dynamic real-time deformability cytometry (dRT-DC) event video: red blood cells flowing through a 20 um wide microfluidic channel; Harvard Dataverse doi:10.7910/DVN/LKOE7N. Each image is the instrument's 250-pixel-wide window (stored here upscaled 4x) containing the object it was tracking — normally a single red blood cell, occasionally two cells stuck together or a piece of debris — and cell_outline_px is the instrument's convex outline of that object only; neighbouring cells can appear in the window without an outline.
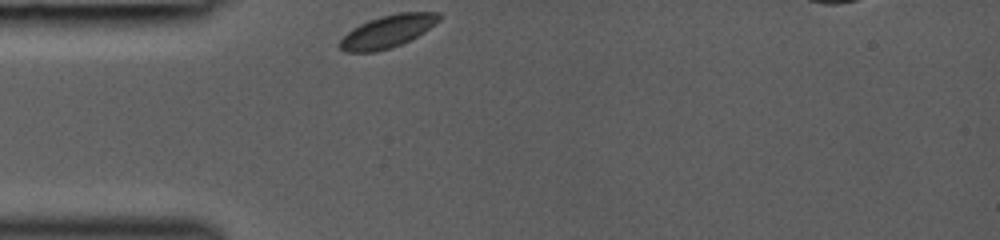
{"species": "common noctule bat (a hibernating species)", "species_latin": "Nyctalus noctula", "temperature_condition": "room temperature", "stored_images_in_passage": 27, "camera_frame_rate_fps": 3000, "um_per_image_px": 0.085, "animal": {"sex": "female", "body_mass_g": 19.0, "forearm_length_mm": 53.3}, "frame": {"image": 1, "passage_image": 1, "time_ms": 0.0, "image_size_px": [1000, 240], "cell_outline_px": [[440, 20], [424, 32], [400, 44], [376, 52], [344, 52], [340, 48], [340, 40], [352, 28], [360, 24], [380, 16], [400, 12], [440, 12]], "centroid_in_image_um": [32.94, 2.66], "position_along_channel_um": 52.1, "area_um2": 18.55}}
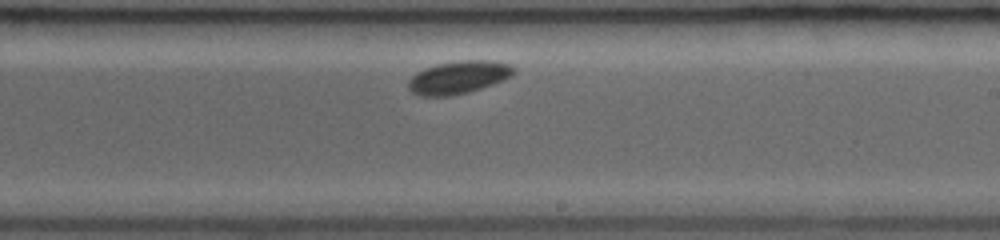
{"frame": {"image": 2, "passage_image": 16, "time_ms": 5.0, "image_size_px": [1000, 240], "cell_outline_px": [[516, 72], [512, 76], [504, 80], [468, 92], [448, 96], [420, 96], [412, 92], [408, 88], [408, 80], [416, 72], [424, 68], [436, 64], [460, 60], [492, 60], [512, 64], [516, 68]], "centroid_in_image_um": [39.0, 6.56], "position_along_channel_um": 250.0, "area_um2": 20.4}}
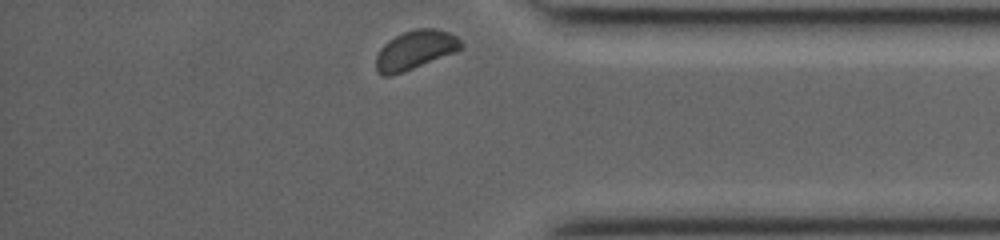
{"frame": {"image": 3, "passage_image": 27, "time_ms": 8.667, "image_size_px": [1000, 240], "cell_outline_px": [[464, 44], [456, 52], [404, 72], [392, 76], [380, 76], [376, 72], [376, 56], [380, 48], [388, 40], [404, 32], [416, 28], [436, 28], [448, 32], [456, 36]], "centroid_in_image_um": [35.27, 4.26], "position_along_channel_um": 399.9, "area_um2": 19.48}}